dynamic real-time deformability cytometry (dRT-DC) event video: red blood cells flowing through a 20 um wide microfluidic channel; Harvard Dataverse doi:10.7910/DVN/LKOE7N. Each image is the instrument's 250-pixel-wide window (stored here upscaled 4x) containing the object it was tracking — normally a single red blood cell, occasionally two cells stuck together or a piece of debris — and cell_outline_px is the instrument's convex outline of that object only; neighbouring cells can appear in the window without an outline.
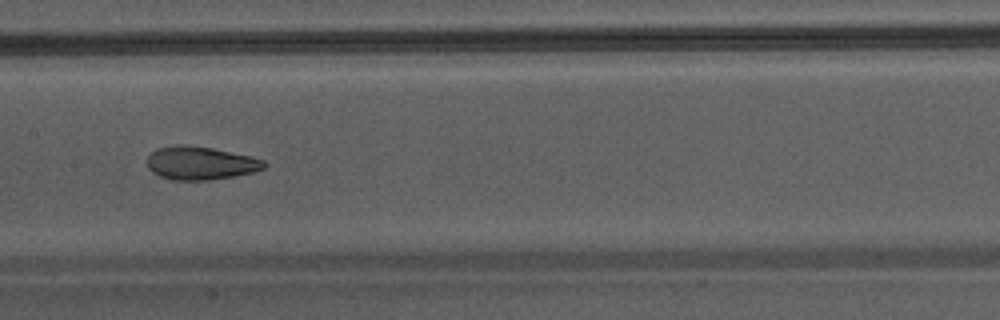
{"species": "Egyptian fruit bat (a non-hibernating species)", "species_latin": "Rousettus aegyptiacus", "temperature_condition": "warm", "stored_images_in_passage": 42, "camera_frame_rate_fps": 3000, "um_per_image_px": 0.085, "animal": {"sex": "male"}, "frame": {"image": 1, "passage_image": 19, "time_ms": 6.0, "image_size_px": [1000, 320], "cell_outline_px": [[268, 164], [264, 168], [252, 172], [236, 176], [208, 180], [172, 180], [160, 176], [152, 172], [148, 168], [148, 156], [156, 148], [180, 144], [184, 144], [212, 148], [248, 156], [264, 160]], "centroid_in_image_um": [17.02, 13.86], "position_along_channel_um": 190.4, "area_um2": 22.6}}